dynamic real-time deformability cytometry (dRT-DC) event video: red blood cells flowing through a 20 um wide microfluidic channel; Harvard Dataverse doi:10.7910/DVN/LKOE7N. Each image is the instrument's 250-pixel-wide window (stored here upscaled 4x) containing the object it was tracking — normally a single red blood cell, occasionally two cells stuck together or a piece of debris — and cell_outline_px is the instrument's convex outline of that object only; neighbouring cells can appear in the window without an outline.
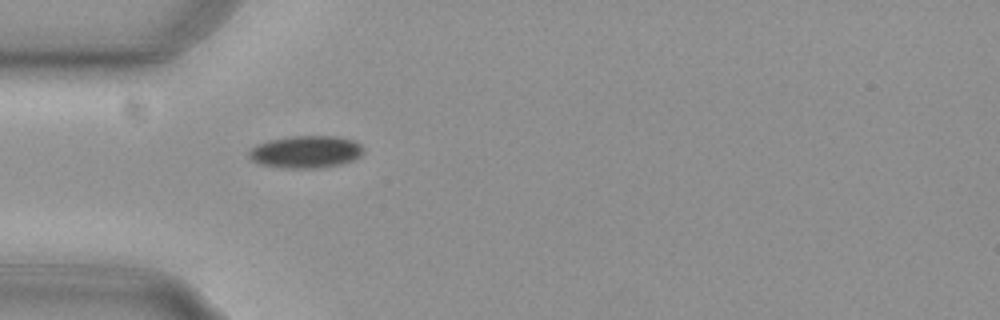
{"species": "common noctule bat (a hibernating species)", "species_latin": "Nyctalus noctula", "temperature_condition": "cold", "stored_images_in_passage": 39, "camera_frame_rate_fps": 3000, "um_per_image_px": 0.085, "animal": {"sex": "female", "body_mass_g": 29.2, "forearm_length_mm": 56.3}, "frame": {"image": 1, "passage_image": 1, "time_ms": 0.0, "image_size_px": [1000, 320], "cell_outline_px": [[364, 152], [360, 156], [352, 160], [340, 164], [320, 168], [284, 168], [260, 164], [252, 160], [248, 156], [248, 152], [252, 148], [268, 140], [292, 136], [340, 136], [356, 140], [364, 148]], "centroid_in_image_um": [26.04, 12.9], "position_along_channel_um": 59.0, "area_um2": 21.68}}
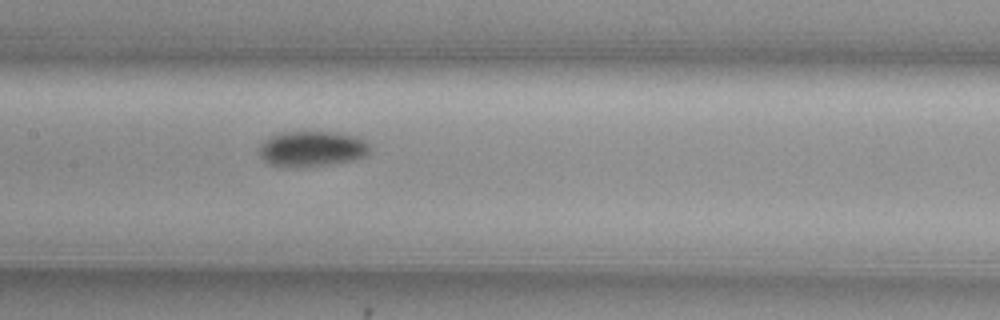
{"frame": {"image": 2, "passage_image": 11, "time_ms": 3.333, "image_size_px": [1000, 320], "cell_outline_px": [[368, 156], [356, 160], [300, 168], [272, 164], [264, 160], [260, 156], [260, 144], [264, 140], [272, 136], [288, 132], [336, 132], [356, 136], [364, 140], [368, 144]], "centroid_in_image_um": [26.55, 12.66], "position_along_channel_um": 180.8, "area_um2": 22.77}}
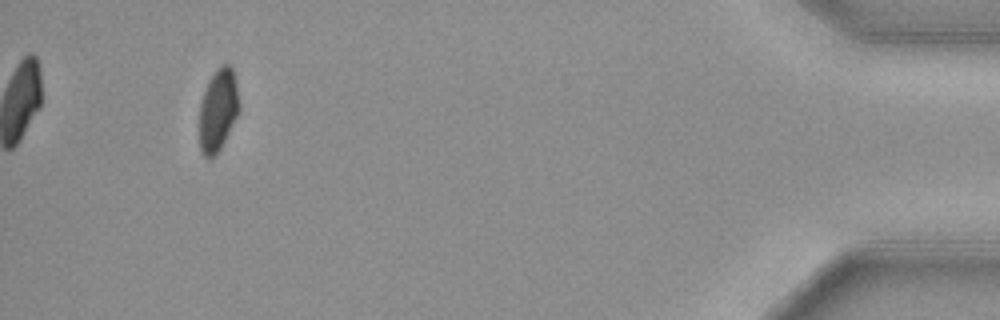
{"frame": {"image": 3, "passage_image": 36, "time_ms": 11.667, "image_size_px": [1000, 320], "cell_outline_px": [[240, 112], [216, 156], [212, 160], [208, 160], [204, 156], [200, 148], [200, 104], [208, 80], [216, 68], [220, 64], [228, 64], [232, 68], [236, 80], [240, 108]], "centroid_in_image_um": [18.55, 9.36], "position_along_channel_um": 416.7, "area_um2": 19.42}, "authors_computed_cell_mechanics": {"area_um2": 21.5594, "velocity_mm_per_s": 3.7472, "shape_relaxation_time_tau1_ms": 2.5981, "shape_relaxation_time_tau2_ms": null, "deformation_change_tau1": 0.0636, "deformation_change_tau2": null}}